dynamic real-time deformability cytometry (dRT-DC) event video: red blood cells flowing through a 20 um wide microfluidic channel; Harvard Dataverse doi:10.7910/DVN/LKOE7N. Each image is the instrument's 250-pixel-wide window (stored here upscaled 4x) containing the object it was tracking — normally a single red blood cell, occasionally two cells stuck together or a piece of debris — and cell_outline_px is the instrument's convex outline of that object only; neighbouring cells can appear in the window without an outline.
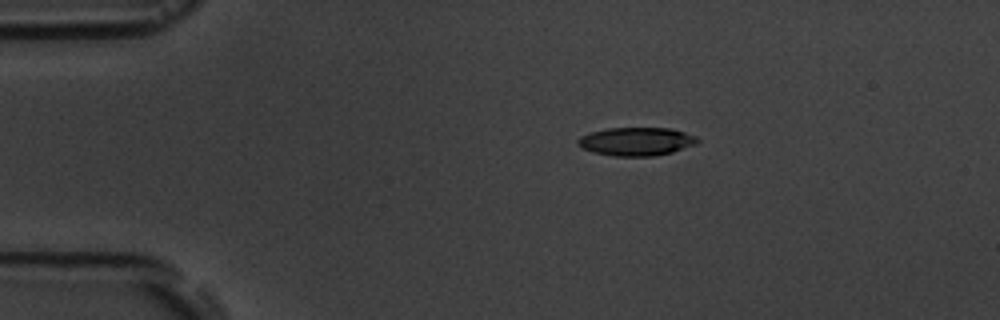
{"species": "common noctule bat (a hibernating species)", "species_latin": "Nyctalus noctula", "temperature_condition": "room temperature", "stored_images_in_passage": 8, "camera_frame_rate_fps": 3000, "um_per_image_px": 0.085, "animal": {"sex": "male", "body_mass_g": 19.5, "forearm_length_mm": 54.6}, "frame": {"image": 1, "passage_image": 1, "time_ms": 0.0, "image_size_px": [1000, 320], "cell_outline_px": [[700, 140], [696, 144], [672, 152], [652, 156], [612, 156], [592, 152], [576, 144], [576, 140], [580, 136], [592, 132], [608, 128], [668, 128], [684, 132], [696, 136]], "centroid_in_image_um": [54.07, 12.03], "position_along_channel_um": 30.9, "area_um2": 19.71}}
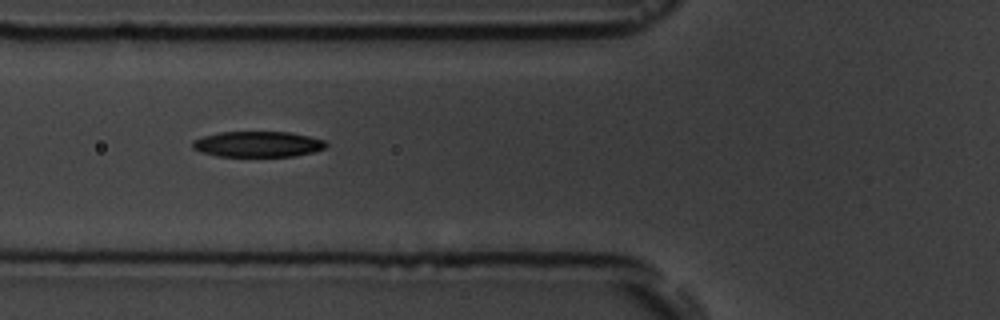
{"frame": {"image": 2, "passage_image": 4, "time_ms": 3.333, "image_size_px": [1000, 320], "cell_outline_px": [[328, 144], [324, 148], [312, 152], [296, 156], [216, 156], [200, 152], [192, 148], [192, 140], [204, 136], [220, 132], [292, 132], [324, 140]], "centroid_in_image_um": [21.89, 12.25], "position_along_channel_um": 103.9, "area_um2": 20.0}}
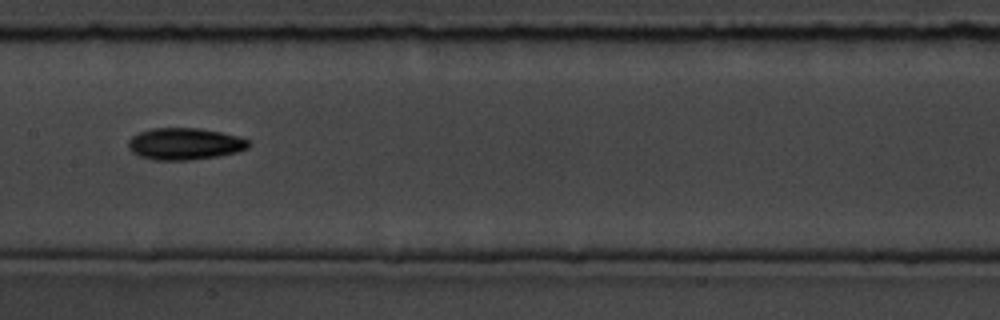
{"frame": {"image": 3, "passage_image": 6, "time_ms": 5.667, "image_size_px": [1000, 320], "cell_outline_px": [[252, 144], [248, 148], [236, 152], [216, 156], [188, 160], [152, 160], [140, 156], [132, 152], [128, 148], [128, 140], [132, 136], [140, 132], [152, 128], [200, 128], [240, 136], [248, 140]], "centroid_in_image_um": [15.7, 12.22], "position_along_channel_um": 191.7, "area_um2": 22.37}}